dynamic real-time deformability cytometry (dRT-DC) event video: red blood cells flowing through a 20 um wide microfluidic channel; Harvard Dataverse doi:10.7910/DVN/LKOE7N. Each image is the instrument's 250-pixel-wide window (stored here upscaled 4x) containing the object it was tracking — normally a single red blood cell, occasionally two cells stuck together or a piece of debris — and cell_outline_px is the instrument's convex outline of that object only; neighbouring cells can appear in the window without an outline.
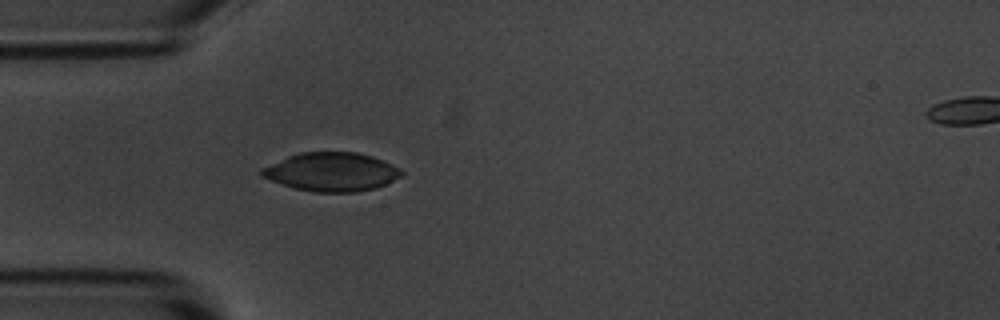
{"species": "common noctule bat (a hibernating species)", "species_latin": "Nyctalus noctula", "temperature_condition": "room temperature", "stored_images_in_passage": 5, "segment_of_instrument_passage": [1, 2], "camera_frame_rate_fps": 3000, "um_per_image_px": 0.085, "animal": {"sex": "male", "body_mass_g": 20.1, "forearm_length_mm": 53.5}, "frame": {"image": 1, "passage_image": 4, "time_ms": 3.333, "image_size_px": [1000, 320], "cell_outline_px": [[404, 172], [400, 176], [376, 188], [356, 192], [312, 192], [296, 188], [272, 180], [264, 176], [260, 172], [260, 168], [288, 156], [300, 152], [356, 152], [372, 156], [392, 164], [400, 168]], "centroid_in_image_um": [28.19, 14.6], "position_along_channel_um": 56.8, "area_um2": 31.21}}